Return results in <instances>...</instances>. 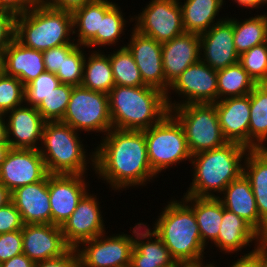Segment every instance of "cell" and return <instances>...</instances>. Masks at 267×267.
Masks as SVG:
<instances>
[{
  "label": "cell",
  "mask_w": 267,
  "mask_h": 267,
  "mask_svg": "<svg viewBox=\"0 0 267 267\" xmlns=\"http://www.w3.org/2000/svg\"><path fill=\"white\" fill-rule=\"evenodd\" d=\"M101 139L90 154V165L114 191L144 186L157 177L148 160L144 130L112 128Z\"/></svg>",
  "instance_id": "6da1fadb"
},
{
  "label": "cell",
  "mask_w": 267,
  "mask_h": 267,
  "mask_svg": "<svg viewBox=\"0 0 267 267\" xmlns=\"http://www.w3.org/2000/svg\"><path fill=\"white\" fill-rule=\"evenodd\" d=\"M112 128L143 131L158 124L170 110L159 89L115 85L108 93Z\"/></svg>",
  "instance_id": "7a4b0ae2"
},
{
  "label": "cell",
  "mask_w": 267,
  "mask_h": 267,
  "mask_svg": "<svg viewBox=\"0 0 267 267\" xmlns=\"http://www.w3.org/2000/svg\"><path fill=\"white\" fill-rule=\"evenodd\" d=\"M249 149L235 142L192 155L193 179L185 195L218 197L226 186L243 173V161ZM216 192L217 195L214 193Z\"/></svg>",
  "instance_id": "3957f363"
},
{
  "label": "cell",
  "mask_w": 267,
  "mask_h": 267,
  "mask_svg": "<svg viewBox=\"0 0 267 267\" xmlns=\"http://www.w3.org/2000/svg\"><path fill=\"white\" fill-rule=\"evenodd\" d=\"M156 219L153 232L163 241L176 262L203 260L206 246L194 211L181 199L170 200Z\"/></svg>",
  "instance_id": "277c9868"
},
{
  "label": "cell",
  "mask_w": 267,
  "mask_h": 267,
  "mask_svg": "<svg viewBox=\"0 0 267 267\" xmlns=\"http://www.w3.org/2000/svg\"><path fill=\"white\" fill-rule=\"evenodd\" d=\"M70 34L73 35L72 13L55 9L43 1L16 15L15 39L25 47L45 51L77 44Z\"/></svg>",
  "instance_id": "5b68a950"
},
{
  "label": "cell",
  "mask_w": 267,
  "mask_h": 267,
  "mask_svg": "<svg viewBox=\"0 0 267 267\" xmlns=\"http://www.w3.org/2000/svg\"><path fill=\"white\" fill-rule=\"evenodd\" d=\"M40 144L43 145L39 147V152L48 174L87 173V164L90 163L86 155L88 152L79 133L68 124L61 121L45 122Z\"/></svg>",
  "instance_id": "8992f818"
},
{
  "label": "cell",
  "mask_w": 267,
  "mask_h": 267,
  "mask_svg": "<svg viewBox=\"0 0 267 267\" xmlns=\"http://www.w3.org/2000/svg\"><path fill=\"white\" fill-rule=\"evenodd\" d=\"M170 113L182 125L191 155L228 143L222 134L213 103L181 105L171 108Z\"/></svg>",
  "instance_id": "52a82bcc"
},
{
  "label": "cell",
  "mask_w": 267,
  "mask_h": 267,
  "mask_svg": "<svg viewBox=\"0 0 267 267\" xmlns=\"http://www.w3.org/2000/svg\"><path fill=\"white\" fill-rule=\"evenodd\" d=\"M144 135L148 160L156 174L185 159L191 161L192 155L188 149L184 129L171 113L158 124L145 129Z\"/></svg>",
  "instance_id": "ba28073f"
},
{
  "label": "cell",
  "mask_w": 267,
  "mask_h": 267,
  "mask_svg": "<svg viewBox=\"0 0 267 267\" xmlns=\"http://www.w3.org/2000/svg\"><path fill=\"white\" fill-rule=\"evenodd\" d=\"M61 122L77 132H102L112 129L108 94L93 91L82 85L73 86L72 94Z\"/></svg>",
  "instance_id": "9c48e42d"
},
{
  "label": "cell",
  "mask_w": 267,
  "mask_h": 267,
  "mask_svg": "<svg viewBox=\"0 0 267 267\" xmlns=\"http://www.w3.org/2000/svg\"><path fill=\"white\" fill-rule=\"evenodd\" d=\"M179 1L151 0L130 22L135 20V30L163 44L185 32Z\"/></svg>",
  "instance_id": "30bf717a"
},
{
  "label": "cell",
  "mask_w": 267,
  "mask_h": 267,
  "mask_svg": "<svg viewBox=\"0 0 267 267\" xmlns=\"http://www.w3.org/2000/svg\"><path fill=\"white\" fill-rule=\"evenodd\" d=\"M130 229H133L132 235L123 232L109 237L103 233L81 243L76 248L80 257V266L130 267L134 247V228Z\"/></svg>",
  "instance_id": "8fae6325"
},
{
  "label": "cell",
  "mask_w": 267,
  "mask_h": 267,
  "mask_svg": "<svg viewBox=\"0 0 267 267\" xmlns=\"http://www.w3.org/2000/svg\"><path fill=\"white\" fill-rule=\"evenodd\" d=\"M217 84V71L199 60L185 69L170 85L169 90L185 98L180 100V103L174 100L170 103V109L186 104L216 103L218 101Z\"/></svg>",
  "instance_id": "7c38bea8"
},
{
  "label": "cell",
  "mask_w": 267,
  "mask_h": 267,
  "mask_svg": "<svg viewBox=\"0 0 267 267\" xmlns=\"http://www.w3.org/2000/svg\"><path fill=\"white\" fill-rule=\"evenodd\" d=\"M97 196L87 192L78 202L75 211L62 224L65 242L76 249L81 243L106 232Z\"/></svg>",
  "instance_id": "4fadbf2b"
},
{
  "label": "cell",
  "mask_w": 267,
  "mask_h": 267,
  "mask_svg": "<svg viewBox=\"0 0 267 267\" xmlns=\"http://www.w3.org/2000/svg\"><path fill=\"white\" fill-rule=\"evenodd\" d=\"M48 175L39 150L11 148L0 167V183L11 192Z\"/></svg>",
  "instance_id": "5bb4252c"
},
{
  "label": "cell",
  "mask_w": 267,
  "mask_h": 267,
  "mask_svg": "<svg viewBox=\"0 0 267 267\" xmlns=\"http://www.w3.org/2000/svg\"><path fill=\"white\" fill-rule=\"evenodd\" d=\"M233 40V18L227 17L200 34V60L216 71L238 63Z\"/></svg>",
  "instance_id": "9a60e30c"
},
{
  "label": "cell",
  "mask_w": 267,
  "mask_h": 267,
  "mask_svg": "<svg viewBox=\"0 0 267 267\" xmlns=\"http://www.w3.org/2000/svg\"><path fill=\"white\" fill-rule=\"evenodd\" d=\"M85 176L83 174H48L52 224L62 226L75 211L78 202L89 191Z\"/></svg>",
  "instance_id": "2e32d148"
},
{
  "label": "cell",
  "mask_w": 267,
  "mask_h": 267,
  "mask_svg": "<svg viewBox=\"0 0 267 267\" xmlns=\"http://www.w3.org/2000/svg\"><path fill=\"white\" fill-rule=\"evenodd\" d=\"M200 60V35L184 32L162 44V64L166 80V103L170 110V85L190 65Z\"/></svg>",
  "instance_id": "e0dca14e"
},
{
  "label": "cell",
  "mask_w": 267,
  "mask_h": 267,
  "mask_svg": "<svg viewBox=\"0 0 267 267\" xmlns=\"http://www.w3.org/2000/svg\"><path fill=\"white\" fill-rule=\"evenodd\" d=\"M131 38L124 45L132 54L146 86L166 94V80L162 64V43L143 35L133 28Z\"/></svg>",
  "instance_id": "ac0fdd59"
},
{
  "label": "cell",
  "mask_w": 267,
  "mask_h": 267,
  "mask_svg": "<svg viewBox=\"0 0 267 267\" xmlns=\"http://www.w3.org/2000/svg\"><path fill=\"white\" fill-rule=\"evenodd\" d=\"M22 247L23 254L34 263L60 257L70 249L61 226L54 224H24Z\"/></svg>",
  "instance_id": "d6986e66"
},
{
  "label": "cell",
  "mask_w": 267,
  "mask_h": 267,
  "mask_svg": "<svg viewBox=\"0 0 267 267\" xmlns=\"http://www.w3.org/2000/svg\"><path fill=\"white\" fill-rule=\"evenodd\" d=\"M24 105L5 114V117H8L6 119L7 139L11 148L39 150V141L42 140L46 121L36 107Z\"/></svg>",
  "instance_id": "ffe728a7"
},
{
  "label": "cell",
  "mask_w": 267,
  "mask_h": 267,
  "mask_svg": "<svg viewBox=\"0 0 267 267\" xmlns=\"http://www.w3.org/2000/svg\"><path fill=\"white\" fill-rule=\"evenodd\" d=\"M49 200L48 175L11 192V202L20 212L24 224H52Z\"/></svg>",
  "instance_id": "44dd1931"
},
{
  "label": "cell",
  "mask_w": 267,
  "mask_h": 267,
  "mask_svg": "<svg viewBox=\"0 0 267 267\" xmlns=\"http://www.w3.org/2000/svg\"><path fill=\"white\" fill-rule=\"evenodd\" d=\"M213 104L224 138L249 149L250 94L226 98Z\"/></svg>",
  "instance_id": "7402d4cb"
},
{
  "label": "cell",
  "mask_w": 267,
  "mask_h": 267,
  "mask_svg": "<svg viewBox=\"0 0 267 267\" xmlns=\"http://www.w3.org/2000/svg\"><path fill=\"white\" fill-rule=\"evenodd\" d=\"M221 195L222 197L218 196L217 198L225 209L243 218L267 240V224L259 216L253 190L243 173L236 180L230 182Z\"/></svg>",
  "instance_id": "603a6c76"
},
{
  "label": "cell",
  "mask_w": 267,
  "mask_h": 267,
  "mask_svg": "<svg viewBox=\"0 0 267 267\" xmlns=\"http://www.w3.org/2000/svg\"><path fill=\"white\" fill-rule=\"evenodd\" d=\"M146 224L141 222L134 226L130 267H174L176 261L168 248Z\"/></svg>",
  "instance_id": "cb8c5ba5"
},
{
  "label": "cell",
  "mask_w": 267,
  "mask_h": 267,
  "mask_svg": "<svg viewBox=\"0 0 267 267\" xmlns=\"http://www.w3.org/2000/svg\"><path fill=\"white\" fill-rule=\"evenodd\" d=\"M4 73L18 78L24 86L45 72L43 51L25 47L16 39L3 51Z\"/></svg>",
  "instance_id": "d4e9b609"
},
{
  "label": "cell",
  "mask_w": 267,
  "mask_h": 267,
  "mask_svg": "<svg viewBox=\"0 0 267 267\" xmlns=\"http://www.w3.org/2000/svg\"><path fill=\"white\" fill-rule=\"evenodd\" d=\"M264 240L248 222L223 206L219 235L213 242L215 247L221 250L220 252L234 254L247 246L250 247L249 243L253 241L259 246Z\"/></svg>",
  "instance_id": "484cf974"
},
{
  "label": "cell",
  "mask_w": 267,
  "mask_h": 267,
  "mask_svg": "<svg viewBox=\"0 0 267 267\" xmlns=\"http://www.w3.org/2000/svg\"><path fill=\"white\" fill-rule=\"evenodd\" d=\"M115 4L110 0H94L72 13L73 34H77L75 42L78 45L84 46L83 48L96 46V33L100 32L101 18Z\"/></svg>",
  "instance_id": "4316f807"
},
{
  "label": "cell",
  "mask_w": 267,
  "mask_h": 267,
  "mask_svg": "<svg viewBox=\"0 0 267 267\" xmlns=\"http://www.w3.org/2000/svg\"><path fill=\"white\" fill-rule=\"evenodd\" d=\"M182 200L194 211L203 244L217 239L223 218V204L217 197L184 195ZM190 202V203H189Z\"/></svg>",
  "instance_id": "83f0119b"
},
{
  "label": "cell",
  "mask_w": 267,
  "mask_h": 267,
  "mask_svg": "<svg viewBox=\"0 0 267 267\" xmlns=\"http://www.w3.org/2000/svg\"><path fill=\"white\" fill-rule=\"evenodd\" d=\"M243 160V174L250 182L259 216L267 224V148L249 149Z\"/></svg>",
  "instance_id": "f1b7e54d"
},
{
  "label": "cell",
  "mask_w": 267,
  "mask_h": 267,
  "mask_svg": "<svg viewBox=\"0 0 267 267\" xmlns=\"http://www.w3.org/2000/svg\"><path fill=\"white\" fill-rule=\"evenodd\" d=\"M224 2V0H184V4L179 2L185 32L200 35L208 31L214 24L223 21L225 18L217 21L215 17L218 16Z\"/></svg>",
  "instance_id": "f546056e"
},
{
  "label": "cell",
  "mask_w": 267,
  "mask_h": 267,
  "mask_svg": "<svg viewBox=\"0 0 267 267\" xmlns=\"http://www.w3.org/2000/svg\"><path fill=\"white\" fill-rule=\"evenodd\" d=\"M266 140L267 83H262L256 84L250 93L249 149L267 148Z\"/></svg>",
  "instance_id": "4dcf8cb0"
},
{
  "label": "cell",
  "mask_w": 267,
  "mask_h": 267,
  "mask_svg": "<svg viewBox=\"0 0 267 267\" xmlns=\"http://www.w3.org/2000/svg\"><path fill=\"white\" fill-rule=\"evenodd\" d=\"M98 49L85 57L82 86L108 94L115 86L109 54ZM87 61V62H86Z\"/></svg>",
  "instance_id": "1f68e13d"
},
{
  "label": "cell",
  "mask_w": 267,
  "mask_h": 267,
  "mask_svg": "<svg viewBox=\"0 0 267 267\" xmlns=\"http://www.w3.org/2000/svg\"><path fill=\"white\" fill-rule=\"evenodd\" d=\"M267 12L245 19L242 22L233 17L234 44L237 53L248 51L254 46L267 42Z\"/></svg>",
  "instance_id": "d6a6232c"
},
{
  "label": "cell",
  "mask_w": 267,
  "mask_h": 267,
  "mask_svg": "<svg viewBox=\"0 0 267 267\" xmlns=\"http://www.w3.org/2000/svg\"><path fill=\"white\" fill-rule=\"evenodd\" d=\"M217 81L218 101L248 95L256 85L239 62L218 70Z\"/></svg>",
  "instance_id": "836d02e7"
},
{
  "label": "cell",
  "mask_w": 267,
  "mask_h": 267,
  "mask_svg": "<svg viewBox=\"0 0 267 267\" xmlns=\"http://www.w3.org/2000/svg\"><path fill=\"white\" fill-rule=\"evenodd\" d=\"M113 52H109V58L115 85L131 87L145 85L129 50L125 46H121Z\"/></svg>",
  "instance_id": "e575fe53"
},
{
  "label": "cell",
  "mask_w": 267,
  "mask_h": 267,
  "mask_svg": "<svg viewBox=\"0 0 267 267\" xmlns=\"http://www.w3.org/2000/svg\"><path fill=\"white\" fill-rule=\"evenodd\" d=\"M72 85L61 84L49 93L36 107L46 122L61 121L66 112L71 94Z\"/></svg>",
  "instance_id": "d590c367"
},
{
  "label": "cell",
  "mask_w": 267,
  "mask_h": 267,
  "mask_svg": "<svg viewBox=\"0 0 267 267\" xmlns=\"http://www.w3.org/2000/svg\"><path fill=\"white\" fill-rule=\"evenodd\" d=\"M118 4H115L105 15L101 18L100 32L96 33V46H115L120 40L121 34L125 31L126 19ZM113 44V45H112Z\"/></svg>",
  "instance_id": "8d00e7d4"
},
{
  "label": "cell",
  "mask_w": 267,
  "mask_h": 267,
  "mask_svg": "<svg viewBox=\"0 0 267 267\" xmlns=\"http://www.w3.org/2000/svg\"><path fill=\"white\" fill-rule=\"evenodd\" d=\"M239 63L256 84L267 83V42L242 53Z\"/></svg>",
  "instance_id": "74e56055"
},
{
  "label": "cell",
  "mask_w": 267,
  "mask_h": 267,
  "mask_svg": "<svg viewBox=\"0 0 267 267\" xmlns=\"http://www.w3.org/2000/svg\"><path fill=\"white\" fill-rule=\"evenodd\" d=\"M25 103V86L16 77L4 72L0 75V114L5 115L10 110Z\"/></svg>",
  "instance_id": "f35d334b"
},
{
  "label": "cell",
  "mask_w": 267,
  "mask_h": 267,
  "mask_svg": "<svg viewBox=\"0 0 267 267\" xmlns=\"http://www.w3.org/2000/svg\"><path fill=\"white\" fill-rule=\"evenodd\" d=\"M83 46L77 45L66 57H63L62 67L55 74L61 84L79 86L83 81L85 53ZM83 49V50H81Z\"/></svg>",
  "instance_id": "ab89813d"
},
{
  "label": "cell",
  "mask_w": 267,
  "mask_h": 267,
  "mask_svg": "<svg viewBox=\"0 0 267 267\" xmlns=\"http://www.w3.org/2000/svg\"><path fill=\"white\" fill-rule=\"evenodd\" d=\"M61 85L59 78L51 72H43L25 86V105L37 107L42 100Z\"/></svg>",
  "instance_id": "60d3db41"
},
{
  "label": "cell",
  "mask_w": 267,
  "mask_h": 267,
  "mask_svg": "<svg viewBox=\"0 0 267 267\" xmlns=\"http://www.w3.org/2000/svg\"><path fill=\"white\" fill-rule=\"evenodd\" d=\"M22 253V230L0 234V264Z\"/></svg>",
  "instance_id": "b9f144b4"
},
{
  "label": "cell",
  "mask_w": 267,
  "mask_h": 267,
  "mask_svg": "<svg viewBox=\"0 0 267 267\" xmlns=\"http://www.w3.org/2000/svg\"><path fill=\"white\" fill-rule=\"evenodd\" d=\"M16 34V14L0 8V51H4Z\"/></svg>",
  "instance_id": "7bdbcfd3"
},
{
  "label": "cell",
  "mask_w": 267,
  "mask_h": 267,
  "mask_svg": "<svg viewBox=\"0 0 267 267\" xmlns=\"http://www.w3.org/2000/svg\"><path fill=\"white\" fill-rule=\"evenodd\" d=\"M78 44H64L43 51L45 70L56 74L62 67L63 57H66Z\"/></svg>",
  "instance_id": "ee69618b"
},
{
  "label": "cell",
  "mask_w": 267,
  "mask_h": 267,
  "mask_svg": "<svg viewBox=\"0 0 267 267\" xmlns=\"http://www.w3.org/2000/svg\"><path fill=\"white\" fill-rule=\"evenodd\" d=\"M23 226L21 214L12 202L0 208V234L22 230Z\"/></svg>",
  "instance_id": "f6af8a7d"
},
{
  "label": "cell",
  "mask_w": 267,
  "mask_h": 267,
  "mask_svg": "<svg viewBox=\"0 0 267 267\" xmlns=\"http://www.w3.org/2000/svg\"><path fill=\"white\" fill-rule=\"evenodd\" d=\"M34 267H81L80 257L76 249L70 248L60 257L36 262Z\"/></svg>",
  "instance_id": "bcb514c9"
},
{
  "label": "cell",
  "mask_w": 267,
  "mask_h": 267,
  "mask_svg": "<svg viewBox=\"0 0 267 267\" xmlns=\"http://www.w3.org/2000/svg\"><path fill=\"white\" fill-rule=\"evenodd\" d=\"M42 0H0V8L13 13L22 14L33 6L41 3Z\"/></svg>",
  "instance_id": "7dc6e473"
},
{
  "label": "cell",
  "mask_w": 267,
  "mask_h": 267,
  "mask_svg": "<svg viewBox=\"0 0 267 267\" xmlns=\"http://www.w3.org/2000/svg\"><path fill=\"white\" fill-rule=\"evenodd\" d=\"M47 5L66 12L73 13L80 9L85 4H88L94 0H42Z\"/></svg>",
  "instance_id": "c3c4849f"
},
{
  "label": "cell",
  "mask_w": 267,
  "mask_h": 267,
  "mask_svg": "<svg viewBox=\"0 0 267 267\" xmlns=\"http://www.w3.org/2000/svg\"><path fill=\"white\" fill-rule=\"evenodd\" d=\"M230 267H258V246L255 245L254 250L235 260Z\"/></svg>",
  "instance_id": "681fc988"
},
{
  "label": "cell",
  "mask_w": 267,
  "mask_h": 267,
  "mask_svg": "<svg viewBox=\"0 0 267 267\" xmlns=\"http://www.w3.org/2000/svg\"><path fill=\"white\" fill-rule=\"evenodd\" d=\"M34 262L25 254H19L0 264V267H34Z\"/></svg>",
  "instance_id": "f907efd6"
},
{
  "label": "cell",
  "mask_w": 267,
  "mask_h": 267,
  "mask_svg": "<svg viewBox=\"0 0 267 267\" xmlns=\"http://www.w3.org/2000/svg\"><path fill=\"white\" fill-rule=\"evenodd\" d=\"M258 267H267V240L258 246Z\"/></svg>",
  "instance_id": "816d5d0a"
},
{
  "label": "cell",
  "mask_w": 267,
  "mask_h": 267,
  "mask_svg": "<svg viewBox=\"0 0 267 267\" xmlns=\"http://www.w3.org/2000/svg\"><path fill=\"white\" fill-rule=\"evenodd\" d=\"M11 202V191L0 183V208Z\"/></svg>",
  "instance_id": "f5cc1de1"
},
{
  "label": "cell",
  "mask_w": 267,
  "mask_h": 267,
  "mask_svg": "<svg viewBox=\"0 0 267 267\" xmlns=\"http://www.w3.org/2000/svg\"><path fill=\"white\" fill-rule=\"evenodd\" d=\"M6 117L0 114V144H9L7 139V122Z\"/></svg>",
  "instance_id": "db71d44e"
},
{
  "label": "cell",
  "mask_w": 267,
  "mask_h": 267,
  "mask_svg": "<svg viewBox=\"0 0 267 267\" xmlns=\"http://www.w3.org/2000/svg\"><path fill=\"white\" fill-rule=\"evenodd\" d=\"M233 1V0H232ZM238 4V6L251 8H260L261 5L263 6V0H234Z\"/></svg>",
  "instance_id": "11a10c76"
},
{
  "label": "cell",
  "mask_w": 267,
  "mask_h": 267,
  "mask_svg": "<svg viewBox=\"0 0 267 267\" xmlns=\"http://www.w3.org/2000/svg\"><path fill=\"white\" fill-rule=\"evenodd\" d=\"M203 260L195 262H176L174 267H211L214 263L204 264Z\"/></svg>",
  "instance_id": "9f6ffc18"
},
{
  "label": "cell",
  "mask_w": 267,
  "mask_h": 267,
  "mask_svg": "<svg viewBox=\"0 0 267 267\" xmlns=\"http://www.w3.org/2000/svg\"><path fill=\"white\" fill-rule=\"evenodd\" d=\"M10 144H0V167L2 163L5 161L8 152L10 151Z\"/></svg>",
  "instance_id": "6f0895ef"
},
{
  "label": "cell",
  "mask_w": 267,
  "mask_h": 267,
  "mask_svg": "<svg viewBox=\"0 0 267 267\" xmlns=\"http://www.w3.org/2000/svg\"><path fill=\"white\" fill-rule=\"evenodd\" d=\"M4 72L3 66V51H0V75Z\"/></svg>",
  "instance_id": "680465c9"
},
{
  "label": "cell",
  "mask_w": 267,
  "mask_h": 267,
  "mask_svg": "<svg viewBox=\"0 0 267 267\" xmlns=\"http://www.w3.org/2000/svg\"><path fill=\"white\" fill-rule=\"evenodd\" d=\"M264 4H267V0H263V6H264Z\"/></svg>",
  "instance_id": "91938a15"
}]
</instances>
